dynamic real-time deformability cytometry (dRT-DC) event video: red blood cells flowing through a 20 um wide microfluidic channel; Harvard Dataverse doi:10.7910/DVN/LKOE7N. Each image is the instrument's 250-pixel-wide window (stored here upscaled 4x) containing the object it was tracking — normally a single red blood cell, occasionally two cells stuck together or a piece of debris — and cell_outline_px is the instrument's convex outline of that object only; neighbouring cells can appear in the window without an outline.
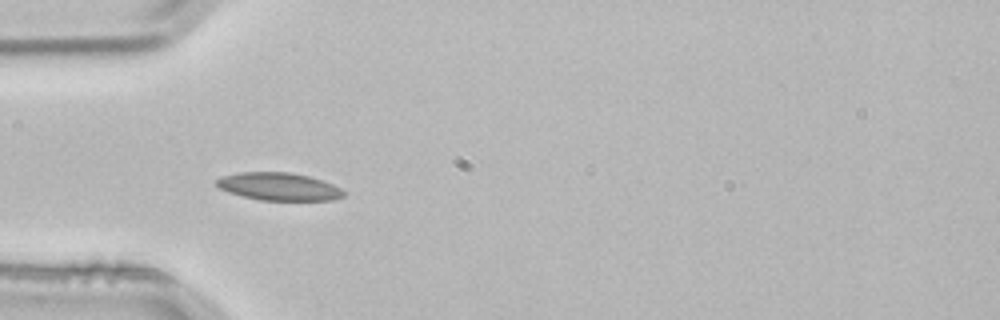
{"species": "common noctule bat (a hibernating species)", "species_latin": "Nyctalus noctula", "temperature_condition": "room temperature", "stored_images_in_passage": 2, "camera_frame_rate_fps": 3000, "um_per_image_px": 0.085, "animal": {"sex": "male", "body_mass_g": 21.5, "forearm_length_mm": 52.0}, "frame": {"image": 1, "passage_image": 2, "time_ms": 0.333, "image_size_px": [1000, 320], "cell_outline_px": [[344, 196], [332, 200], [260, 200], [228, 192], [220, 188], [216, 184], [216, 180], [220, 176], [240, 172], [288, 172], [308, 176], [332, 184], [340, 188], [344, 192]], "centroid_in_image_um": [23.67, 15.85], "position_along_channel_um": 61.3, "area_um2": 20.35}}